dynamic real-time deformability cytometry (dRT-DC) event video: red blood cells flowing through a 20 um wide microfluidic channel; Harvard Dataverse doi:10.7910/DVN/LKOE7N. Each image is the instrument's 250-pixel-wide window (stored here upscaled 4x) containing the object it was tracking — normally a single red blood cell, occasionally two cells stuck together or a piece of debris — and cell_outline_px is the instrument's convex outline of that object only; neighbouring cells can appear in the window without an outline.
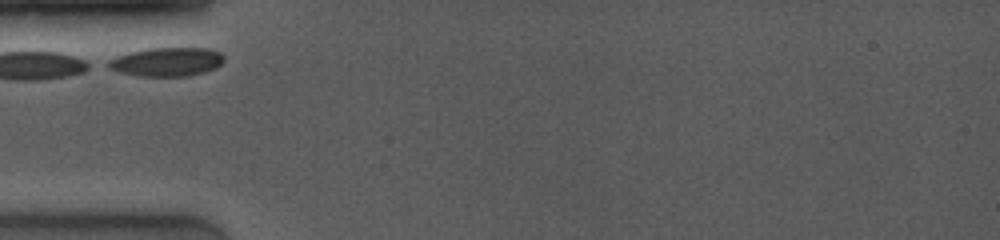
{"species": "common noctule bat (a hibernating species)", "species_latin": "Nyctalus noctula", "temperature_condition": "room temperature", "stored_images_in_passage": 11, "camera_frame_rate_fps": 4000, "um_per_image_px": 0.085, "animal": {"sex": "female", "body_mass_g": 19.0, "forearm_length_mm": 53.3}, "frame": {"image": 1, "passage_image": 1, "time_ms": 0.0, "image_size_px": [1000, 240], "cell_outline_px": [[224, 60], [216, 68], [204, 72], [188, 76], [140, 76], [120, 72], [108, 68], [100, 64], [116, 56], [148, 48], [208, 48], [220, 52], [224, 56]], "centroid_in_image_um": [14.13, 5.26], "position_along_channel_um": 70.9, "area_um2": 19.59}}